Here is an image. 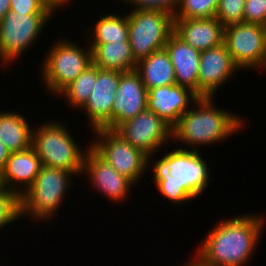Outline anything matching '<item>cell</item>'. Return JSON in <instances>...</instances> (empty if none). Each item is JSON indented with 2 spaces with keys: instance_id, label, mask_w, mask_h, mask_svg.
Listing matches in <instances>:
<instances>
[{
  "instance_id": "cell-21",
  "label": "cell",
  "mask_w": 266,
  "mask_h": 266,
  "mask_svg": "<svg viewBox=\"0 0 266 266\" xmlns=\"http://www.w3.org/2000/svg\"><path fill=\"white\" fill-rule=\"evenodd\" d=\"M136 71L147 90L176 84L174 66L165 48L139 61Z\"/></svg>"
},
{
  "instance_id": "cell-22",
  "label": "cell",
  "mask_w": 266,
  "mask_h": 266,
  "mask_svg": "<svg viewBox=\"0 0 266 266\" xmlns=\"http://www.w3.org/2000/svg\"><path fill=\"white\" fill-rule=\"evenodd\" d=\"M32 124L17 111L0 112V140L10 153L25 150L31 146Z\"/></svg>"
},
{
  "instance_id": "cell-25",
  "label": "cell",
  "mask_w": 266,
  "mask_h": 266,
  "mask_svg": "<svg viewBox=\"0 0 266 266\" xmlns=\"http://www.w3.org/2000/svg\"><path fill=\"white\" fill-rule=\"evenodd\" d=\"M219 0H179L174 19L215 17Z\"/></svg>"
},
{
  "instance_id": "cell-24",
  "label": "cell",
  "mask_w": 266,
  "mask_h": 266,
  "mask_svg": "<svg viewBox=\"0 0 266 266\" xmlns=\"http://www.w3.org/2000/svg\"><path fill=\"white\" fill-rule=\"evenodd\" d=\"M97 80V66L89 65L73 82L57 96L64 97L71 108L80 110L87 102Z\"/></svg>"
},
{
  "instance_id": "cell-17",
  "label": "cell",
  "mask_w": 266,
  "mask_h": 266,
  "mask_svg": "<svg viewBox=\"0 0 266 266\" xmlns=\"http://www.w3.org/2000/svg\"><path fill=\"white\" fill-rule=\"evenodd\" d=\"M42 166L34 148L10 153L0 173V186L16 192L20 197L31 187Z\"/></svg>"
},
{
  "instance_id": "cell-23",
  "label": "cell",
  "mask_w": 266,
  "mask_h": 266,
  "mask_svg": "<svg viewBox=\"0 0 266 266\" xmlns=\"http://www.w3.org/2000/svg\"><path fill=\"white\" fill-rule=\"evenodd\" d=\"M91 30L93 31L90 34L92 40L88 43L128 41L129 30L127 14L115 15V13H112L102 15L98 18Z\"/></svg>"
},
{
  "instance_id": "cell-15",
  "label": "cell",
  "mask_w": 266,
  "mask_h": 266,
  "mask_svg": "<svg viewBox=\"0 0 266 266\" xmlns=\"http://www.w3.org/2000/svg\"><path fill=\"white\" fill-rule=\"evenodd\" d=\"M199 99L195 92L177 84L156 87L148 90L147 109L173 128L179 118Z\"/></svg>"
},
{
  "instance_id": "cell-5",
  "label": "cell",
  "mask_w": 266,
  "mask_h": 266,
  "mask_svg": "<svg viewBox=\"0 0 266 266\" xmlns=\"http://www.w3.org/2000/svg\"><path fill=\"white\" fill-rule=\"evenodd\" d=\"M74 173L48 166H41L31 187L21 196V217L39 222L53 219L72 186ZM54 215V216H53Z\"/></svg>"
},
{
  "instance_id": "cell-34",
  "label": "cell",
  "mask_w": 266,
  "mask_h": 266,
  "mask_svg": "<svg viewBox=\"0 0 266 266\" xmlns=\"http://www.w3.org/2000/svg\"><path fill=\"white\" fill-rule=\"evenodd\" d=\"M182 266H205L203 265L197 258L189 260V263H185V265Z\"/></svg>"
},
{
  "instance_id": "cell-33",
  "label": "cell",
  "mask_w": 266,
  "mask_h": 266,
  "mask_svg": "<svg viewBox=\"0 0 266 266\" xmlns=\"http://www.w3.org/2000/svg\"><path fill=\"white\" fill-rule=\"evenodd\" d=\"M10 10V0H0V19Z\"/></svg>"
},
{
  "instance_id": "cell-27",
  "label": "cell",
  "mask_w": 266,
  "mask_h": 266,
  "mask_svg": "<svg viewBox=\"0 0 266 266\" xmlns=\"http://www.w3.org/2000/svg\"><path fill=\"white\" fill-rule=\"evenodd\" d=\"M245 0H219L215 17L224 26L243 22Z\"/></svg>"
},
{
  "instance_id": "cell-32",
  "label": "cell",
  "mask_w": 266,
  "mask_h": 266,
  "mask_svg": "<svg viewBox=\"0 0 266 266\" xmlns=\"http://www.w3.org/2000/svg\"><path fill=\"white\" fill-rule=\"evenodd\" d=\"M55 11L58 9V11L63 8V6H67L68 2H71L70 0H45ZM61 7V8H60Z\"/></svg>"
},
{
  "instance_id": "cell-31",
  "label": "cell",
  "mask_w": 266,
  "mask_h": 266,
  "mask_svg": "<svg viewBox=\"0 0 266 266\" xmlns=\"http://www.w3.org/2000/svg\"><path fill=\"white\" fill-rule=\"evenodd\" d=\"M10 156V151L7 149L5 144H3L0 140V173L4 168V165Z\"/></svg>"
},
{
  "instance_id": "cell-12",
  "label": "cell",
  "mask_w": 266,
  "mask_h": 266,
  "mask_svg": "<svg viewBox=\"0 0 266 266\" xmlns=\"http://www.w3.org/2000/svg\"><path fill=\"white\" fill-rule=\"evenodd\" d=\"M119 81V71L100 69L97 66L96 83L86 104L81 108L87 114L92 130H112V107Z\"/></svg>"
},
{
  "instance_id": "cell-11",
  "label": "cell",
  "mask_w": 266,
  "mask_h": 266,
  "mask_svg": "<svg viewBox=\"0 0 266 266\" xmlns=\"http://www.w3.org/2000/svg\"><path fill=\"white\" fill-rule=\"evenodd\" d=\"M114 131L148 156V167L153 165L150 164L153 161L152 156L167 146L166 142L169 144L172 140V128L148 109L124 121Z\"/></svg>"
},
{
  "instance_id": "cell-19",
  "label": "cell",
  "mask_w": 266,
  "mask_h": 266,
  "mask_svg": "<svg viewBox=\"0 0 266 266\" xmlns=\"http://www.w3.org/2000/svg\"><path fill=\"white\" fill-rule=\"evenodd\" d=\"M165 49L174 66L176 84L198 95L200 51L185 43L174 32L169 36Z\"/></svg>"
},
{
  "instance_id": "cell-10",
  "label": "cell",
  "mask_w": 266,
  "mask_h": 266,
  "mask_svg": "<svg viewBox=\"0 0 266 266\" xmlns=\"http://www.w3.org/2000/svg\"><path fill=\"white\" fill-rule=\"evenodd\" d=\"M223 43L240 70L266 69V27L245 22L228 25Z\"/></svg>"
},
{
  "instance_id": "cell-30",
  "label": "cell",
  "mask_w": 266,
  "mask_h": 266,
  "mask_svg": "<svg viewBox=\"0 0 266 266\" xmlns=\"http://www.w3.org/2000/svg\"><path fill=\"white\" fill-rule=\"evenodd\" d=\"M128 5H132L136 10H160L175 14L179 0H121Z\"/></svg>"
},
{
  "instance_id": "cell-16",
  "label": "cell",
  "mask_w": 266,
  "mask_h": 266,
  "mask_svg": "<svg viewBox=\"0 0 266 266\" xmlns=\"http://www.w3.org/2000/svg\"><path fill=\"white\" fill-rule=\"evenodd\" d=\"M147 93L140 74L120 72V81L112 107V130L147 109Z\"/></svg>"
},
{
  "instance_id": "cell-9",
  "label": "cell",
  "mask_w": 266,
  "mask_h": 266,
  "mask_svg": "<svg viewBox=\"0 0 266 266\" xmlns=\"http://www.w3.org/2000/svg\"><path fill=\"white\" fill-rule=\"evenodd\" d=\"M94 131L95 140L90 147L118 173L124 175L135 185L145 176L148 156L134 148L114 130L98 128ZM144 175V176H143Z\"/></svg>"
},
{
  "instance_id": "cell-26",
  "label": "cell",
  "mask_w": 266,
  "mask_h": 266,
  "mask_svg": "<svg viewBox=\"0 0 266 266\" xmlns=\"http://www.w3.org/2000/svg\"><path fill=\"white\" fill-rule=\"evenodd\" d=\"M21 219V197L14 191L0 186V228Z\"/></svg>"
},
{
  "instance_id": "cell-13",
  "label": "cell",
  "mask_w": 266,
  "mask_h": 266,
  "mask_svg": "<svg viewBox=\"0 0 266 266\" xmlns=\"http://www.w3.org/2000/svg\"><path fill=\"white\" fill-rule=\"evenodd\" d=\"M199 61L198 96L200 98H215L214 94L219 91L218 89L229 79L232 80L231 77L235 78L233 75L240 70L234 64L224 43L201 51Z\"/></svg>"
},
{
  "instance_id": "cell-28",
  "label": "cell",
  "mask_w": 266,
  "mask_h": 266,
  "mask_svg": "<svg viewBox=\"0 0 266 266\" xmlns=\"http://www.w3.org/2000/svg\"><path fill=\"white\" fill-rule=\"evenodd\" d=\"M10 10L26 14H55L45 0H10Z\"/></svg>"
},
{
  "instance_id": "cell-2",
  "label": "cell",
  "mask_w": 266,
  "mask_h": 266,
  "mask_svg": "<svg viewBox=\"0 0 266 266\" xmlns=\"http://www.w3.org/2000/svg\"><path fill=\"white\" fill-rule=\"evenodd\" d=\"M175 148L153 162L152 180L168 202L182 205L203 194L210 172L199 150Z\"/></svg>"
},
{
  "instance_id": "cell-3",
  "label": "cell",
  "mask_w": 266,
  "mask_h": 266,
  "mask_svg": "<svg viewBox=\"0 0 266 266\" xmlns=\"http://www.w3.org/2000/svg\"><path fill=\"white\" fill-rule=\"evenodd\" d=\"M195 106L187 110L172 128V142L197 147L220 143L238 133L244 126L243 118L237 114L215 107L214 98H200Z\"/></svg>"
},
{
  "instance_id": "cell-18",
  "label": "cell",
  "mask_w": 266,
  "mask_h": 266,
  "mask_svg": "<svg viewBox=\"0 0 266 266\" xmlns=\"http://www.w3.org/2000/svg\"><path fill=\"white\" fill-rule=\"evenodd\" d=\"M174 33L201 52L223 43L224 26L216 17L174 19Z\"/></svg>"
},
{
  "instance_id": "cell-6",
  "label": "cell",
  "mask_w": 266,
  "mask_h": 266,
  "mask_svg": "<svg viewBox=\"0 0 266 266\" xmlns=\"http://www.w3.org/2000/svg\"><path fill=\"white\" fill-rule=\"evenodd\" d=\"M73 41L58 39L46 52L42 63V83L45 91L58 95L92 64V50Z\"/></svg>"
},
{
  "instance_id": "cell-14",
  "label": "cell",
  "mask_w": 266,
  "mask_h": 266,
  "mask_svg": "<svg viewBox=\"0 0 266 266\" xmlns=\"http://www.w3.org/2000/svg\"><path fill=\"white\" fill-rule=\"evenodd\" d=\"M83 175L90 178L89 183L97 192L103 193L109 200L123 202L130 195L135 184L124 175L118 173L103 160L91 147L84 156Z\"/></svg>"
},
{
  "instance_id": "cell-29",
  "label": "cell",
  "mask_w": 266,
  "mask_h": 266,
  "mask_svg": "<svg viewBox=\"0 0 266 266\" xmlns=\"http://www.w3.org/2000/svg\"><path fill=\"white\" fill-rule=\"evenodd\" d=\"M243 22L266 27V0H245Z\"/></svg>"
},
{
  "instance_id": "cell-7",
  "label": "cell",
  "mask_w": 266,
  "mask_h": 266,
  "mask_svg": "<svg viewBox=\"0 0 266 266\" xmlns=\"http://www.w3.org/2000/svg\"><path fill=\"white\" fill-rule=\"evenodd\" d=\"M127 18L128 41L137 63L151 53L164 49L174 32V16L165 11L132 9Z\"/></svg>"
},
{
  "instance_id": "cell-20",
  "label": "cell",
  "mask_w": 266,
  "mask_h": 266,
  "mask_svg": "<svg viewBox=\"0 0 266 266\" xmlns=\"http://www.w3.org/2000/svg\"><path fill=\"white\" fill-rule=\"evenodd\" d=\"M92 63L100 69L128 72L136 70L129 41L111 43H90Z\"/></svg>"
},
{
  "instance_id": "cell-8",
  "label": "cell",
  "mask_w": 266,
  "mask_h": 266,
  "mask_svg": "<svg viewBox=\"0 0 266 266\" xmlns=\"http://www.w3.org/2000/svg\"><path fill=\"white\" fill-rule=\"evenodd\" d=\"M53 15L55 14H26L9 10L0 19V65L7 67L18 57H22L21 54L32 47Z\"/></svg>"
},
{
  "instance_id": "cell-1",
  "label": "cell",
  "mask_w": 266,
  "mask_h": 266,
  "mask_svg": "<svg viewBox=\"0 0 266 266\" xmlns=\"http://www.w3.org/2000/svg\"><path fill=\"white\" fill-rule=\"evenodd\" d=\"M263 220L259 214H245L219 221L203 239L194 258L205 266H245L260 242Z\"/></svg>"
},
{
  "instance_id": "cell-4",
  "label": "cell",
  "mask_w": 266,
  "mask_h": 266,
  "mask_svg": "<svg viewBox=\"0 0 266 266\" xmlns=\"http://www.w3.org/2000/svg\"><path fill=\"white\" fill-rule=\"evenodd\" d=\"M35 127L32 130L31 146L41 159L42 165L64 169L81 176L84 156L90 144L82 150L62 122L48 120Z\"/></svg>"
}]
</instances>
